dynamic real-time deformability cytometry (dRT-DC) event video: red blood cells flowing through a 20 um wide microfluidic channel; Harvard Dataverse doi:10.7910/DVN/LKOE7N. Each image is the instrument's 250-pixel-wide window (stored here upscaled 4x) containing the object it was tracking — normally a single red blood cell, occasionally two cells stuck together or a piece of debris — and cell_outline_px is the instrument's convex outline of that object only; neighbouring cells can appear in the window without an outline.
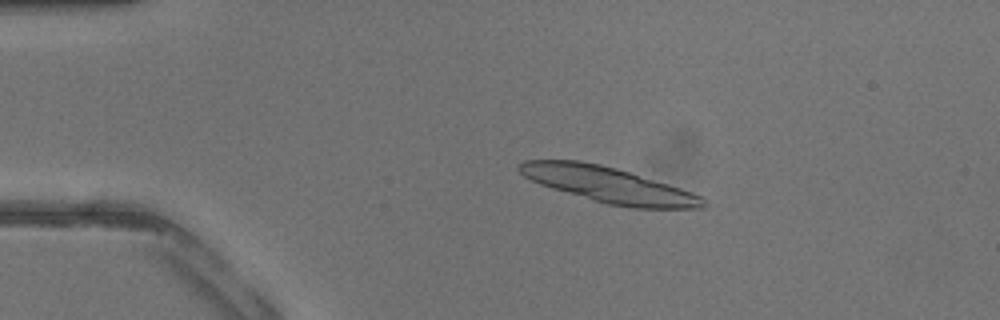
{"species": "common noctule bat (a hibernating species)", "species_latin": "Nyctalus noctula", "temperature_condition": "warm", "stored_images_in_passage": 35, "segment_of_instrument_passage": [1, 2], "camera_frame_rate_fps": 3000, "um_per_image_px": 0.085, "animal": {"sex": "male", "body_mass_g": 13.3}, "frame": {"image": 1, "passage_image": 9, "time_ms": 2.667, "image_size_px": [1000, 320], "cell_outline_px": [[708, 204], [704, 208], [632, 208], [608, 204], [552, 188], [540, 184], [524, 176], [516, 168], [524, 160], [580, 160], [600, 164], [616, 168], [668, 184], [692, 192], [700, 196]], "centroid_in_image_um": [51.72, 15.7], "position_along_channel_um": 33.3, "area_um2": 37.74}}